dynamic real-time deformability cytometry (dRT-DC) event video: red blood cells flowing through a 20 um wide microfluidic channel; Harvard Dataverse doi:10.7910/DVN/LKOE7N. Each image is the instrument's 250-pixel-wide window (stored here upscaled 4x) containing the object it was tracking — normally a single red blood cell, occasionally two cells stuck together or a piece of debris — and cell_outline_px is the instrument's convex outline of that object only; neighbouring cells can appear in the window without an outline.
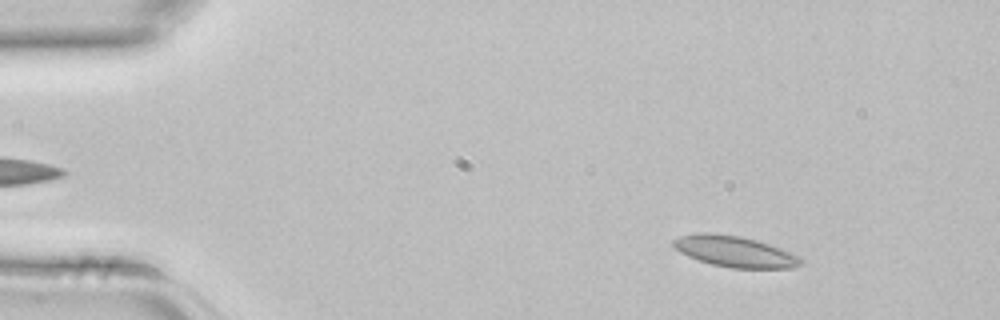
{"species": "common noctule bat (a hibernating species)", "species_latin": "Nyctalus noctula", "temperature_condition": "room temperature", "stored_images_in_passage": 3, "camera_frame_rate_fps": 3000, "um_per_image_px": 0.085, "animal": {"sex": "female", "body_mass_g": 22.7, "forearm_length_mm": 54.2}, "frame": {"image": 1, "passage_image": 1, "time_ms": 0.0, "image_size_px": [1000, 320], "cell_outline_px": [[804, 260], [800, 264], [792, 268], [732, 268], [712, 264], [688, 256], [680, 252], [672, 244], [672, 240], [680, 236], [704, 232], [708, 232], [740, 236], [756, 240], [792, 252], [800, 256]], "centroid_in_image_um": [62.48, 21.38], "position_along_channel_um": 22.5, "area_um2": 22.89}}